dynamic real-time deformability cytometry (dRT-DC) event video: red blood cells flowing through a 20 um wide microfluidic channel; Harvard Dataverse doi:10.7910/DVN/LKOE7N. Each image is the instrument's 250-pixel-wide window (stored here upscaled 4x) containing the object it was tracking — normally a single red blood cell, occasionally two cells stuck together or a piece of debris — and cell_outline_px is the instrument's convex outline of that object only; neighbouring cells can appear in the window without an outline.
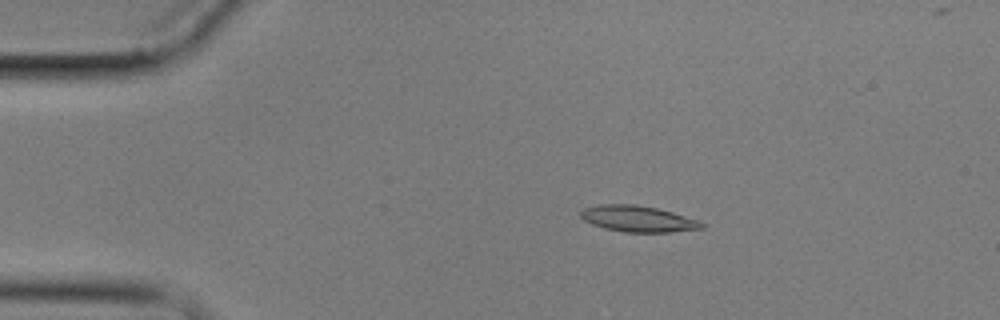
{"species": "common noctule bat (a hibernating species)", "species_latin": "Nyctalus noctula", "temperature_condition": "cold", "stored_images_in_passage": 8, "camera_frame_rate_fps": 3000, "um_per_image_px": 0.085, "animal": {"sex": "male", "body_mass_g": 17.9}, "frame": {"image": 1, "passage_image": 3, "time_ms": 2.333, "image_size_px": [1000, 320], "cell_outline_px": [[708, 224], [704, 228], [672, 232], [624, 232], [604, 228], [592, 224], [584, 220], [580, 216], [580, 212], [584, 208], [600, 204], [636, 204], [656, 208], [672, 212], [700, 220]], "centroid_in_image_um": [54.27, 18.6], "position_along_channel_um": 30.7, "area_um2": 18.61}}
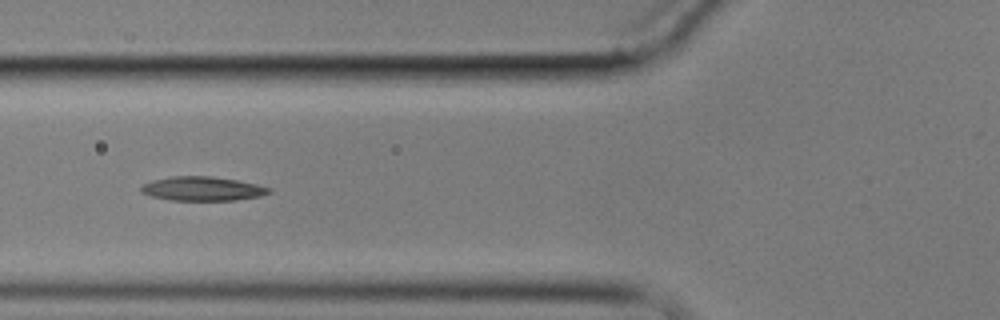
{"frame": {"image": 2, "passage_image": 6, "time_ms": 6.0, "image_size_px": [1000, 320], "cell_outline_px": [[272, 192], [260, 196], [236, 200], [172, 200], [152, 196], [140, 192], [140, 188], [144, 184], [152, 180], [172, 176], [212, 176], [236, 180], [256, 184], [272, 188]], "centroid_in_image_um": [17.22, 16.03], "position_along_channel_um": 108.6, "area_um2": 17.92}}
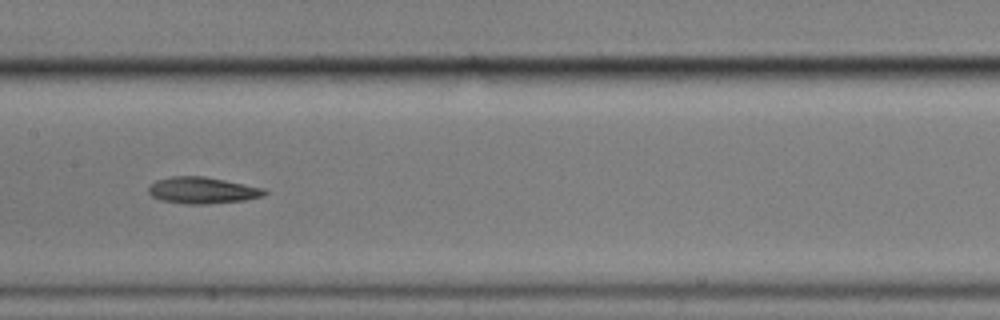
{"frame": {"image": 3, "passage_image": 8, "time_ms": 8.333, "image_size_px": [1000, 320], "cell_outline_px": [[268, 192], [264, 196], [244, 200], [204, 204], [188, 204], [160, 200], [152, 196], [148, 192], [148, 188], [156, 180], [172, 176], [204, 176], [264, 188]], "centroid_in_image_um": [17.2, 16.18], "position_along_channel_um": 190.2, "area_um2": 17.8}}